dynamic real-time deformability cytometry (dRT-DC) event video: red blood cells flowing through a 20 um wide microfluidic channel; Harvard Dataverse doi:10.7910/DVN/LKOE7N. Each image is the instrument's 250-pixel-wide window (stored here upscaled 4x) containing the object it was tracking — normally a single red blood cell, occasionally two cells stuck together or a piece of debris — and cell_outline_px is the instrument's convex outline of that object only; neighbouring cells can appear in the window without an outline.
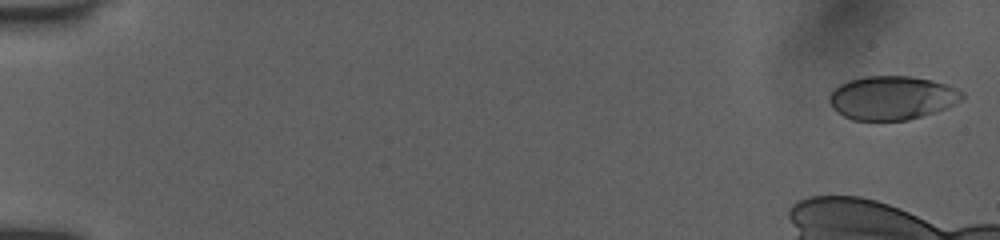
{"species": "human", "species_latin": "Homo sapiens", "temperature_condition": "room temperature", "stored_images_in_passage": 15, "camera_frame_rate_fps": 3000, "um_per_image_px": 0.085, "donor": {"sex": "female"}, "frame": {"image": 1, "passage_image": 1, "time_ms": 0.0, "image_size_px": [1000, 240], "cell_outline_px": [[964, 100], [948, 108], [936, 112], [908, 120], [852, 120], [836, 112], [832, 108], [828, 100], [828, 96], [832, 88], [848, 80], [864, 76], [908, 76], [932, 80], [948, 84], [964, 92]], "centroid_in_image_um": [75.83, 8.31], "position_along_channel_um": 9.2, "area_um2": 34.45}}